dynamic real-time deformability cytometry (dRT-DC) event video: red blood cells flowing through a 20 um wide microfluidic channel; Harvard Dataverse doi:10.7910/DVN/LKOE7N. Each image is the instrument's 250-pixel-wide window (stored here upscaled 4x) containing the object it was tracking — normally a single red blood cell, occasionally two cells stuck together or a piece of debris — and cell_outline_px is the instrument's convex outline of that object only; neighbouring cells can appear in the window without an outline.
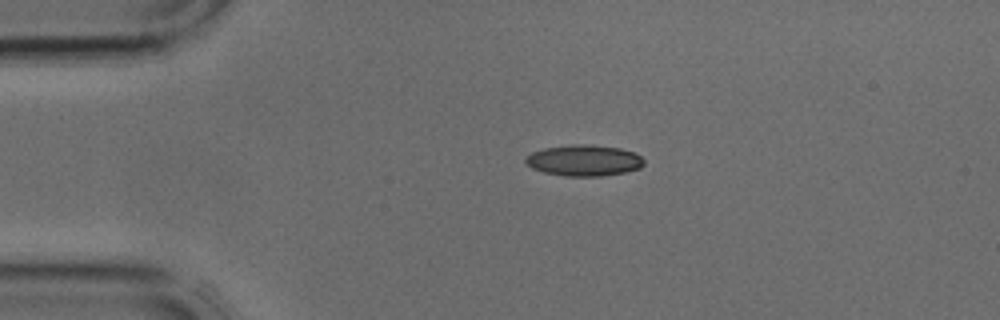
{"species": "common noctule bat (a hibernating species)", "species_latin": "Nyctalus noctula", "temperature_condition": "cold", "stored_images_in_passage": 3, "camera_frame_rate_fps": 3000, "um_per_image_px": 0.085, "animal": {"sex": "male", "body_mass_g": 17.9, "forearm_length_mm": 54.2}, "frame": {"image": 1, "passage_image": 1, "time_ms": 0.0, "image_size_px": [1000, 320], "cell_outline_px": [[644, 164], [640, 168], [624, 172], [600, 176], [564, 176], [544, 172], [532, 168], [524, 160], [532, 152], [544, 148], [572, 144], [580, 144], [620, 148], [636, 152], [644, 160]], "centroid_in_image_um": [49.65, 13.63], "position_along_channel_um": 35.3, "area_um2": 21.33}}
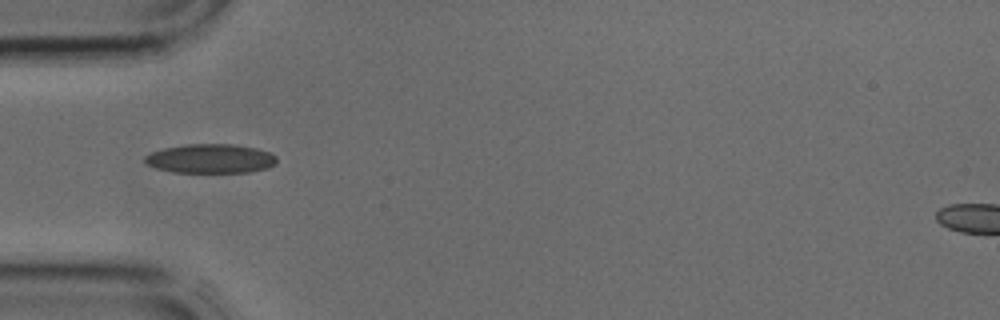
{"frame": {"image": 2, "passage_image": 2, "time_ms": 0.333, "image_size_px": [1000, 320], "cell_outline_px": [[276, 164], [268, 168], [248, 172], [172, 172], [156, 168], [144, 164], [144, 156], [152, 152], [164, 148], [184, 144], [236, 144], [256, 148], [272, 152], [276, 156]], "centroid_in_image_um": [17.9, 13.48], "position_along_channel_um": 67.1, "area_um2": 22.66}}